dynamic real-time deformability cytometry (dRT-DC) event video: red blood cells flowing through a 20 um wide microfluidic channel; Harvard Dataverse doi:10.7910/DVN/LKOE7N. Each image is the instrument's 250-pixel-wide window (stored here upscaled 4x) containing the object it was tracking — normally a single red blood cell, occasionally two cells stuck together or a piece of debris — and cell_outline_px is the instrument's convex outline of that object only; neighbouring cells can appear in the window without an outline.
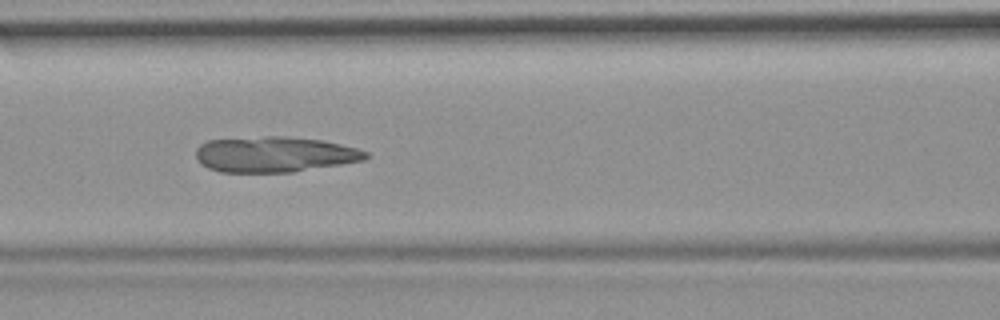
{"species": "common noctule bat (a hibernating species)", "species_latin": "Nyctalus noctula", "temperature_condition": "room temperature", "stored_images_in_passage": 7, "camera_frame_rate_fps": 3000, "um_per_image_px": 0.085, "animal": {"sex": "female", "body_mass_g": 19.9}, "frame": {"image": 1, "passage_image": 7, "time_ms": 6.667, "image_size_px": [1000, 320], "cell_outline_px": [[368, 156], [364, 160], [292, 172], [220, 172], [208, 168], [200, 164], [196, 160], [196, 148], [200, 144], [208, 140], [264, 136], [288, 136], [320, 140], [340, 144], [356, 148], [368, 152]], "centroid_in_image_um": [23.28, 13.12], "position_along_channel_um": 143.3, "area_um2": 35.26}}